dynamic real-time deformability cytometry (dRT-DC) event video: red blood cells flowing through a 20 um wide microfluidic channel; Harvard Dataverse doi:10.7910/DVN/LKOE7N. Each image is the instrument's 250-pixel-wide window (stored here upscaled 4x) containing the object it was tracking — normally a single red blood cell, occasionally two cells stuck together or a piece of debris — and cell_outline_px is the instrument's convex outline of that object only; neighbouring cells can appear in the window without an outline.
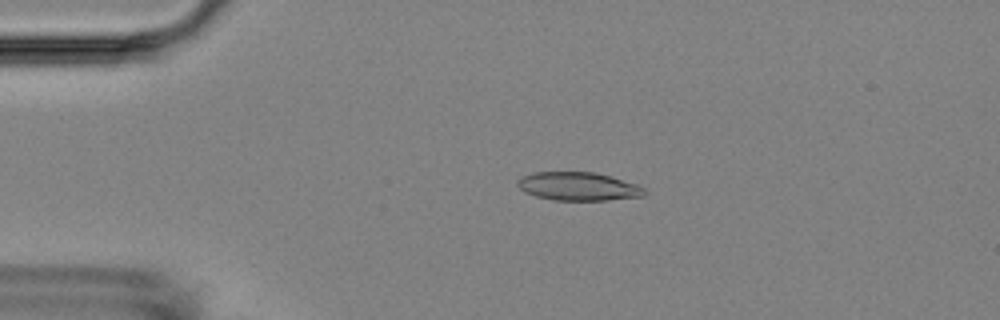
{"species": "Egyptian fruit bat (a non-hibernating species)", "species_latin": "Rousettus aegyptiacus", "temperature_condition": "room temperature", "stored_images_in_passage": 47, "camera_frame_rate_fps": 3000, "um_per_image_px": 0.085, "animal": {"sex": "female"}, "frame": {"image": 1, "passage_image": 4, "time_ms": 1.0, "image_size_px": [1000, 320], "cell_outline_px": [[648, 192], [644, 196], [608, 200], [552, 200], [536, 196], [524, 192], [516, 184], [516, 180], [532, 172], [596, 172], [640, 184]], "centroid_in_image_um": [49.19, 15.84], "position_along_channel_um": 35.8, "area_um2": 21.27}}
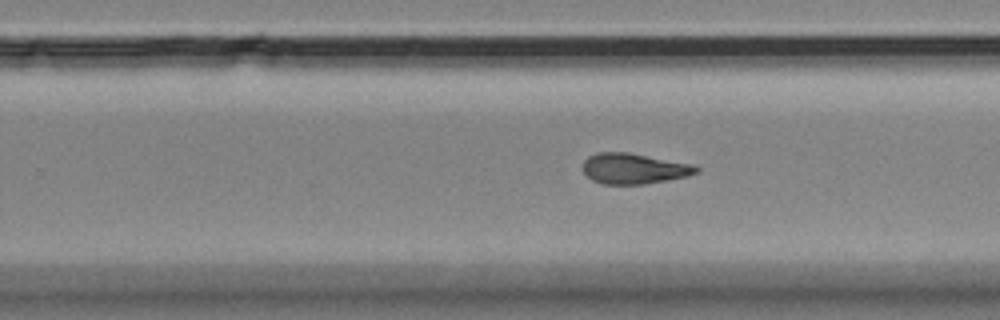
{"frame": {"image": 2, "passage_image": 27, "time_ms": 8.667, "image_size_px": [1000, 320], "cell_outline_px": [[700, 172], [688, 176], [668, 180], [644, 184], [604, 184], [592, 180], [584, 172], [584, 160], [588, 156], [596, 152], [628, 152], [696, 164], [700, 168]], "centroid_in_image_um": [53.95, 14.32], "position_along_channel_um": 275.9, "area_um2": 20.46}}
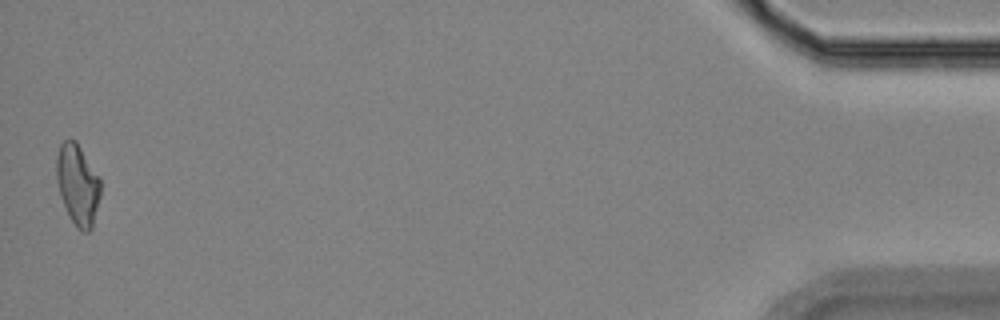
{"frame": {"image": 3, "passage_image": 47, "time_ms": 15.333, "image_size_px": [1000, 320], "cell_outline_px": [[100, 196], [92, 228], [88, 232], [80, 232], [76, 228], [68, 216], [60, 196], [56, 180], [56, 156], [60, 144], [64, 140], [76, 140], [100, 180]], "centroid_in_image_um": [6.58, 15.73], "position_along_channel_um": 428.6, "area_um2": 20.81}, "authors_computed_cell_mechanics": {"area_um2": 20.6924, "velocity_mm_per_s": 3.6096, "shape_relaxation_time_tau1_ms": 7.9355, "shape_relaxation_time_tau2_ms": 2.3891, "deformation_change_tau1": 0.2117, "deformation_change_tau2": 0.1136}}